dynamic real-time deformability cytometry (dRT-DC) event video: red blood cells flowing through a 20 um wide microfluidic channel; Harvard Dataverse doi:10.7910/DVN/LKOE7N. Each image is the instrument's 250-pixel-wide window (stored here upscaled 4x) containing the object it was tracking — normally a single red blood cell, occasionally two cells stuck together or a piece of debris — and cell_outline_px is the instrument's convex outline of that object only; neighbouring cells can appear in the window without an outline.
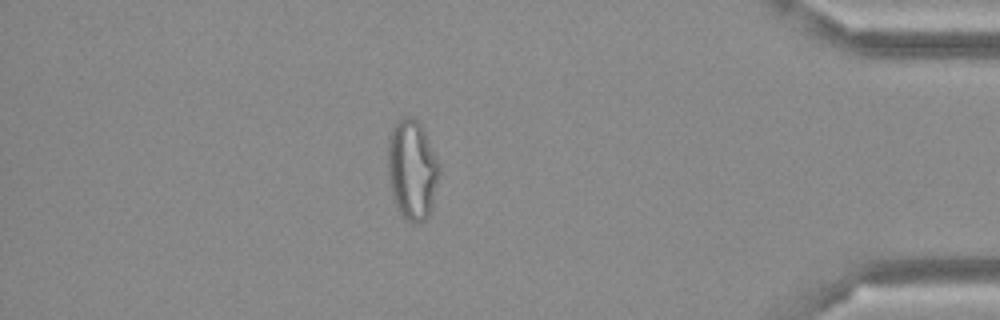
{"species": "Egyptian fruit bat (a non-hibernating species)", "species_latin": "Rousettus aegyptiacus", "temperature_condition": "cold", "stored_images_in_passage": 40, "camera_frame_rate_fps": 3000, "um_per_image_px": 0.085, "frame": {"image": 1, "passage_image": 34, "time_ms": 11.0, "image_size_px": [1000, 320], "cell_outline_px": [[440, 172], [432, 204], [428, 216], [424, 220], [416, 224], [412, 224], [404, 220], [400, 216], [396, 208], [392, 196], [388, 180], [388, 136], [396, 120], [404, 116], [412, 116], [420, 124], [440, 164]], "centroid_in_image_um": [35.0, 14.45], "position_along_channel_um": 400.2, "area_um2": 30.4}}